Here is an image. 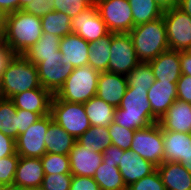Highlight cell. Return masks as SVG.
I'll use <instances>...</instances> for the list:
<instances>
[{
  "instance_id": "1",
  "label": "cell",
  "mask_w": 191,
  "mask_h": 190,
  "mask_svg": "<svg viewBox=\"0 0 191 190\" xmlns=\"http://www.w3.org/2000/svg\"><path fill=\"white\" fill-rule=\"evenodd\" d=\"M42 34L41 18L24 10L2 17V41L14 54H24Z\"/></svg>"
},
{
  "instance_id": "2",
  "label": "cell",
  "mask_w": 191,
  "mask_h": 190,
  "mask_svg": "<svg viewBox=\"0 0 191 190\" xmlns=\"http://www.w3.org/2000/svg\"><path fill=\"white\" fill-rule=\"evenodd\" d=\"M114 122L131 130L144 129L158 120L152 115L148 90L127 87L121 103L116 107Z\"/></svg>"
},
{
  "instance_id": "3",
  "label": "cell",
  "mask_w": 191,
  "mask_h": 190,
  "mask_svg": "<svg viewBox=\"0 0 191 190\" xmlns=\"http://www.w3.org/2000/svg\"><path fill=\"white\" fill-rule=\"evenodd\" d=\"M40 87L36 65L24 54H14L3 74L0 97L11 99L19 93Z\"/></svg>"
},
{
  "instance_id": "4",
  "label": "cell",
  "mask_w": 191,
  "mask_h": 190,
  "mask_svg": "<svg viewBox=\"0 0 191 190\" xmlns=\"http://www.w3.org/2000/svg\"><path fill=\"white\" fill-rule=\"evenodd\" d=\"M129 34L140 62H150L169 49L163 16L135 26Z\"/></svg>"
},
{
  "instance_id": "5",
  "label": "cell",
  "mask_w": 191,
  "mask_h": 190,
  "mask_svg": "<svg viewBox=\"0 0 191 190\" xmlns=\"http://www.w3.org/2000/svg\"><path fill=\"white\" fill-rule=\"evenodd\" d=\"M99 74L90 65L74 68L55 96L63 101L85 103L96 96Z\"/></svg>"
},
{
  "instance_id": "6",
  "label": "cell",
  "mask_w": 191,
  "mask_h": 190,
  "mask_svg": "<svg viewBox=\"0 0 191 190\" xmlns=\"http://www.w3.org/2000/svg\"><path fill=\"white\" fill-rule=\"evenodd\" d=\"M50 114L76 140L91 127L83 103L63 101L53 95Z\"/></svg>"
},
{
  "instance_id": "7",
  "label": "cell",
  "mask_w": 191,
  "mask_h": 190,
  "mask_svg": "<svg viewBox=\"0 0 191 190\" xmlns=\"http://www.w3.org/2000/svg\"><path fill=\"white\" fill-rule=\"evenodd\" d=\"M169 49L176 51L191 50V16L177 5L163 11Z\"/></svg>"
},
{
  "instance_id": "8",
  "label": "cell",
  "mask_w": 191,
  "mask_h": 190,
  "mask_svg": "<svg viewBox=\"0 0 191 190\" xmlns=\"http://www.w3.org/2000/svg\"><path fill=\"white\" fill-rule=\"evenodd\" d=\"M130 150L157 167L164 162L162 128L154 123L144 129L135 130Z\"/></svg>"
},
{
  "instance_id": "9",
  "label": "cell",
  "mask_w": 191,
  "mask_h": 190,
  "mask_svg": "<svg viewBox=\"0 0 191 190\" xmlns=\"http://www.w3.org/2000/svg\"><path fill=\"white\" fill-rule=\"evenodd\" d=\"M95 5L109 32L129 33L134 28L128 0H95Z\"/></svg>"
},
{
  "instance_id": "10",
  "label": "cell",
  "mask_w": 191,
  "mask_h": 190,
  "mask_svg": "<svg viewBox=\"0 0 191 190\" xmlns=\"http://www.w3.org/2000/svg\"><path fill=\"white\" fill-rule=\"evenodd\" d=\"M52 121L51 114L43 116L17 136L15 144L19 157L41 158L46 154L45 135Z\"/></svg>"
},
{
  "instance_id": "11",
  "label": "cell",
  "mask_w": 191,
  "mask_h": 190,
  "mask_svg": "<svg viewBox=\"0 0 191 190\" xmlns=\"http://www.w3.org/2000/svg\"><path fill=\"white\" fill-rule=\"evenodd\" d=\"M108 72L127 76L140 62L129 33H113Z\"/></svg>"
},
{
  "instance_id": "12",
  "label": "cell",
  "mask_w": 191,
  "mask_h": 190,
  "mask_svg": "<svg viewBox=\"0 0 191 190\" xmlns=\"http://www.w3.org/2000/svg\"><path fill=\"white\" fill-rule=\"evenodd\" d=\"M72 31L87 42H93L109 33L106 23L92 4L85 11L72 18Z\"/></svg>"
},
{
  "instance_id": "13",
  "label": "cell",
  "mask_w": 191,
  "mask_h": 190,
  "mask_svg": "<svg viewBox=\"0 0 191 190\" xmlns=\"http://www.w3.org/2000/svg\"><path fill=\"white\" fill-rule=\"evenodd\" d=\"M102 161L101 152H94L91 146L84 148L78 142L69 152L70 171L73 176L93 177Z\"/></svg>"
},
{
  "instance_id": "14",
  "label": "cell",
  "mask_w": 191,
  "mask_h": 190,
  "mask_svg": "<svg viewBox=\"0 0 191 190\" xmlns=\"http://www.w3.org/2000/svg\"><path fill=\"white\" fill-rule=\"evenodd\" d=\"M164 162L189 164L191 162V133L162 131Z\"/></svg>"
},
{
  "instance_id": "15",
  "label": "cell",
  "mask_w": 191,
  "mask_h": 190,
  "mask_svg": "<svg viewBox=\"0 0 191 190\" xmlns=\"http://www.w3.org/2000/svg\"><path fill=\"white\" fill-rule=\"evenodd\" d=\"M118 169L126 187L154 173L157 166L130 149L124 150Z\"/></svg>"
},
{
  "instance_id": "16",
  "label": "cell",
  "mask_w": 191,
  "mask_h": 190,
  "mask_svg": "<svg viewBox=\"0 0 191 190\" xmlns=\"http://www.w3.org/2000/svg\"><path fill=\"white\" fill-rule=\"evenodd\" d=\"M38 77L43 88L55 95L65 80L72 74L74 67L57 60L42 61L36 65Z\"/></svg>"
},
{
  "instance_id": "17",
  "label": "cell",
  "mask_w": 191,
  "mask_h": 190,
  "mask_svg": "<svg viewBox=\"0 0 191 190\" xmlns=\"http://www.w3.org/2000/svg\"><path fill=\"white\" fill-rule=\"evenodd\" d=\"M127 86L125 75L108 71L100 72L96 96L116 108L120 105Z\"/></svg>"
},
{
  "instance_id": "18",
  "label": "cell",
  "mask_w": 191,
  "mask_h": 190,
  "mask_svg": "<svg viewBox=\"0 0 191 190\" xmlns=\"http://www.w3.org/2000/svg\"><path fill=\"white\" fill-rule=\"evenodd\" d=\"M52 98L53 94L41 86L19 93L10 100L17 109L38 113L43 117L50 114Z\"/></svg>"
},
{
  "instance_id": "19",
  "label": "cell",
  "mask_w": 191,
  "mask_h": 190,
  "mask_svg": "<svg viewBox=\"0 0 191 190\" xmlns=\"http://www.w3.org/2000/svg\"><path fill=\"white\" fill-rule=\"evenodd\" d=\"M158 124L162 131L191 133V104L176 99Z\"/></svg>"
},
{
  "instance_id": "20",
  "label": "cell",
  "mask_w": 191,
  "mask_h": 190,
  "mask_svg": "<svg viewBox=\"0 0 191 190\" xmlns=\"http://www.w3.org/2000/svg\"><path fill=\"white\" fill-rule=\"evenodd\" d=\"M152 115L159 120L177 99V83L157 81L148 90Z\"/></svg>"
},
{
  "instance_id": "21",
  "label": "cell",
  "mask_w": 191,
  "mask_h": 190,
  "mask_svg": "<svg viewBox=\"0 0 191 190\" xmlns=\"http://www.w3.org/2000/svg\"><path fill=\"white\" fill-rule=\"evenodd\" d=\"M59 50L62 54V63L70 64L74 68L88 65L89 58V42L71 33L60 40Z\"/></svg>"
},
{
  "instance_id": "22",
  "label": "cell",
  "mask_w": 191,
  "mask_h": 190,
  "mask_svg": "<svg viewBox=\"0 0 191 190\" xmlns=\"http://www.w3.org/2000/svg\"><path fill=\"white\" fill-rule=\"evenodd\" d=\"M155 80L177 83L181 73L180 51L168 49L149 62Z\"/></svg>"
},
{
  "instance_id": "23",
  "label": "cell",
  "mask_w": 191,
  "mask_h": 190,
  "mask_svg": "<svg viewBox=\"0 0 191 190\" xmlns=\"http://www.w3.org/2000/svg\"><path fill=\"white\" fill-rule=\"evenodd\" d=\"M60 40L59 36L43 33L41 38L26 50L24 55L35 65L42 61L51 60H57L60 63L63 60L59 50Z\"/></svg>"
},
{
  "instance_id": "24",
  "label": "cell",
  "mask_w": 191,
  "mask_h": 190,
  "mask_svg": "<svg viewBox=\"0 0 191 190\" xmlns=\"http://www.w3.org/2000/svg\"><path fill=\"white\" fill-rule=\"evenodd\" d=\"M44 176L40 158L20 157L13 184L25 188H38L42 186Z\"/></svg>"
},
{
  "instance_id": "25",
  "label": "cell",
  "mask_w": 191,
  "mask_h": 190,
  "mask_svg": "<svg viewBox=\"0 0 191 190\" xmlns=\"http://www.w3.org/2000/svg\"><path fill=\"white\" fill-rule=\"evenodd\" d=\"M166 190H191V173L177 162H163L157 167Z\"/></svg>"
},
{
  "instance_id": "26",
  "label": "cell",
  "mask_w": 191,
  "mask_h": 190,
  "mask_svg": "<svg viewBox=\"0 0 191 190\" xmlns=\"http://www.w3.org/2000/svg\"><path fill=\"white\" fill-rule=\"evenodd\" d=\"M76 142L77 140L54 120L49 124L45 135L46 153L69 155Z\"/></svg>"
},
{
  "instance_id": "27",
  "label": "cell",
  "mask_w": 191,
  "mask_h": 190,
  "mask_svg": "<svg viewBox=\"0 0 191 190\" xmlns=\"http://www.w3.org/2000/svg\"><path fill=\"white\" fill-rule=\"evenodd\" d=\"M83 105L91 126L109 127L114 121L116 108L98 96H93Z\"/></svg>"
},
{
  "instance_id": "28",
  "label": "cell",
  "mask_w": 191,
  "mask_h": 190,
  "mask_svg": "<svg viewBox=\"0 0 191 190\" xmlns=\"http://www.w3.org/2000/svg\"><path fill=\"white\" fill-rule=\"evenodd\" d=\"M112 32L97 39L93 42H89V58L88 65L99 72L108 71V63L111 53Z\"/></svg>"
},
{
  "instance_id": "29",
  "label": "cell",
  "mask_w": 191,
  "mask_h": 190,
  "mask_svg": "<svg viewBox=\"0 0 191 190\" xmlns=\"http://www.w3.org/2000/svg\"><path fill=\"white\" fill-rule=\"evenodd\" d=\"M93 179L99 185L100 190H127L118 167L111 163L102 161L95 171Z\"/></svg>"
},
{
  "instance_id": "30",
  "label": "cell",
  "mask_w": 191,
  "mask_h": 190,
  "mask_svg": "<svg viewBox=\"0 0 191 190\" xmlns=\"http://www.w3.org/2000/svg\"><path fill=\"white\" fill-rule=\"evenodd\" d=\"M71 22L72 19L69 16L58 11H52L41 17L43 33H50L60 38L73 33Z\"/></svg>"
},
{
  "instance_id": "31",
  "label": "cell",
  "mask_w": 191,
  "mask_h": 190,
  "mask_svg": "<svg viewBox=\"0 0 191 190\" xmlns=\"http://www.w3.org/2000/svg\"><path fill=\"white\" fill-rule=\"evenodd\" d=\"M132 8L134 27L143 23L156 20L163 15V11L154 0H128Z\"/></svg>"
},
{
  "instance_id": "32",
  "label": "cell",
  "mask_w": 191,
  "mask_h": 190,
  "mask_svg": "<svg viewBox=\"0 0 191 190\" xmlns=\"http://www.w3.org/2000/svg\"><path fill=\"white\" fill-rule=\"evenodd\" d=\"M84 148L92 147L94 152H103L110 144L108 127L91 126L77 140Z\"/></svg>"
},
{
  "instance_id": "33",
  "label": "cell",
  "mask_w": 191,
  "mask_h": 190,
  "mask_svg": "<svg viewBox=\"0 0 191 190\" xmlns=\"http://www.w3.org/2000/svg\"><path fill=\"white\" fill-rule=\"evenodd\" d=\"M17 108L7 98L0 97V132L16 140L17 138Z\"/></svg>"
},
{
  "instance_id": "34",
  "label": "cell",
  "mask_w": 191,
  "mask_h": 190,
  "mask_svg": "<svg viewBox=\"0 0 191 190\" xmlns=\"http://www.w3.org/2000/svg\"><path fill=\"white\" fill-rule=\"evenodd\" d=\"M127 87L149 90L155 82V76L149 62H139L136 67L126 76Z\"/></svg>"
},
{
  "instance_id": "35",
  "label": "cell",
  "mask_w": 191,
  "mask_h": 190,
  "mask_svg": "<svg viewBox=\"0 0 191 190\" xmlns=\"http://www.w3.org/2000/svg\"><path fill=\"white\" fill-rule=\"evenodd\" d=\"M40 159L45 175L71 174L69 155L46 153Z\"/></svg>"
},
{
  "instance_id": "36",
  "label": "cell",
  "mask_w": 191,
  "mask_h": 190,
  "mask_svg": "<svg viewBox=\"0 0 191 190\" xmlns=\"http://www.w3.org/2000/svg\"><path fill=\"white\" fill-rule=\"evenodd\" d=\"M111 144L122 150L130 149L135 130L119 126L114 121L108 127Z\"/></svg>"
},
{
  "instance_id": "37",
  "label": "cell",
  "mask_w": 191,
  "mask_h": 190,
  "mask_svg": "<svg viewBox=\"0 0 191 190\" xmlns=\"http://www.w3.org/2000/svg\"><path fill=\"white\" fill-rule=\"evenodd\" d=\"M92 4L95 0H55L54 11L63 12L72 19Z\"/></svg>"
},
{
  "instance_id": "38",
  "label": "cell",
  "mask_w": 191,
  "mask_h": 190,
  "mask_svg": "<svg viewBox=\"0 0 191 190\" xmlns=\"http://www.w3.org/2000/svg\"><path fill=\"white\" fill-rule=\"evenodd\" d=\"M19 159L20 157L17 153L0 159V182L3 185L14 183Z\"/></svg>"
},
{
  "instance_id": "39",
  "label": "cell",
  "mask_w": 191,
  "mask_h": 190,
  "mask_svg": "<svg viewBox=\"0 0 191 190\" xmlns=\"http://www.w3.org/2000/svg\"><path fill=\"white\" fill-rule=\"evenodd\" d=\"M72 174L45 175L41 188L43 190H70Z\"/></svg>"
},
{
  "instance_id": "40",
  "label": "cell",
  "mask_w": 191,
  "mask_h": 190,
  "mask_svg": "<svg viewBox=\"0 0 191 190\" xmlns=\"http://www.w3.org/2000/svg\"><path fill=\"white\" fill-rule=\"evenodd\" d=\"M127 190H166L161 177L156 170L127 187Z\"/></svg>"
},
{
  "instance_id": "41",
  "label": "cell",
  "mask_w": 191,
  "mask_h": 190,
  "mask_svg": "<svg viewBox=\"0 0 191 190\" xmlns=\"http://www.w3.org/2000/svg\"><path fill=\"white\" fill-rule=\"evenodd\" d=\"M54 1L55 0H33L22 10L41 18L54 11Z\"/></svg>"
},
{
  "instance_id": "42",
  "label": "cell",
  "mask_w": 191,
  "mask_h": 190,
  "mask_svg": "<svg viewBox=\"0 0 191 190\" xmlns=\"http://www.w3.org/2000/svg\"><path fill=\"white\" fill-rule=\"evenodd\" d=\"M17 136L25 132L33 123L38 121L41 116L27 110L17 109Z\"/></svg>"
},
{
  "instance_id": "43",
  "label": "cell",
  "mask_w": 191,
  "mask_h": 190,
  "mask_svg": "<svg viewBox=\"0 0 191 190\" xmlns=\"http://www.w3.org/2000/svg\"><path fill=\"white\" fill-rule=\"evenodd\" d=\"M177 99L191 104V76L182 74L177 81Z\"/></svg>"
},
{
  "instance_id": "44",
  "label": "cell",
  "mask_w": 191,
  "mask_h": 190,
  "mask_svg": "<svg viewBox=\"0 0 191 190\" xmlns=\"http://www.w3.org/2000/svg\"><path fill=\"white\" fill-rule=\"evenodd\" d=\"M70 190H100L93 177L73 176Z\"/></svg>"
},
{
  "instance_id": "45",
  "label": "cell",
  "mask_w": 191,
  "mask_h": 190,
  "mask_svg": "<svg viewBox=\"0 0 191 190\" xmlns=\"http://www.w3.org/2000/svg\"><path fill=\"white\" fill-rule=\"evenodd\" d=\"M124 150L117 146L110 144L102 152V158L104 163H111L113 166L118 167L120 165V159L122 158Z\"/></svg>"
},
{
  "instance_id": "46",
  "label": "cell",
  "mask_w": 191,
  "mask_h": 190,
  "mask_svg": "<svg viewBox=\"0 0 191 190\" xmlns=\"http://www.w3.org/2000/svg\"><path fill=\"white\" fill-rule=\"evenodd\" d=\"M16 153L15 139L0 132V159Z\"/></svg>"
},
{
  "instance_id": "47",
  "label": "cell",
  "mask_w": 191,
  "mask_h": 190,
  "mask_svg": "<svg viewBox=\"0 0 191 190\" xmlns=\"http://www.w3.org/2000/svg\"><path fill=\"white\" fill-rule=\"evenodd\" d=\"M14 55L12 50L6 45L5 42H0V88L3 79V74L6 68V65L10 61L11 57Z\"/></svg>"
},
{
  "instance_id": "48",
  "label": "cell",
  "mask_w": 191,
  "mask_h": 190,
  "mask_svg": "<svg viewBox=\"0 0 191 190\" xmlns=\"http://www.w3.org/2000/svg\"><path fill=\"white\" fill-rule=\"evenodd\" d=\"M19 10V0H0V17Z\"/></svg>"
},
{
  "instance_id": "49",
  "label": "cell",
  "mask_w": 191,
  "mask_h": 190,
  "mask_svg": "<svg viewBox=\"0 0 191 190\" xmlns=\"http://www.w3.org/2000/svg\"><path fill=\"white\" fill-rule=\"evenodd\" d=\"M181 73L191 76V50L180 51Z\"/></svg>"
},
{
  "instance_id": "50",
  "label": "cell",
  "mask_w": 191,
  "mask_h": 190,
  "mask_svg": "<svg viewBox=\"0 0 191 190\" xmlns=\"http://www.w3.org/2000/svg\"><path fill=\"white\" fill-rule=\"evenodd\" d=\"M154 2L162 11L169 10L177 5V0H154Z\"/></svg>"
},
{
  "instance_id": "51",
  "label": "cell",
  "mask_w": 191,
  "mask_h": 190,
  "mask_svg": "<svg viewBox=\"0 0 191 190\" xmlns=\"http://www.w3.org/2000/svg\"><path fill=\"white\" fill-rule=\"evenodd\" d=\"M177 6L191 16V0H177Z\"/></svg>"
},
{
  "instance_id": "52",
  "label": "cell",
  "mask_w": 191,
  "mask_h": 190,
  "mask_svg": "<svg viewBox=\"0 0 191 190\" xmlns=\"http://www.w3.org/2000/svg\"><path fill=\"white\" fill-rule=\"evenodd\" d=\"M3 190H29V188L17 186L15 184H10V185H4Z\"/></svg>"
},
{
  "instance_id": "53",
  "label": "cell",
  "mask_w": 191,
  "mask_h": 190,
  "mask_svg": "<svg viewBox=\"0 0 191 190\" xmlns=\"http://www.w3.org/2000/svg\"><path fill=\"white\" fill-rule=\"evenodd\" d=\"M33 0H19V10H22L26 5L31 3Z\"/></svg>"
},
{
  "instance_id": "54",
  "label": "cell",
  "mask_w": 191,
  "mask_h": 190,
  "mask_svg": "<svg viewBox=\"0 0 191 190\" xmlns=\"http://www.w3.org/2000/svg\"><path fill=\"white\" fill-rule=\"evenodd\" d=\"M184 166V168L191 173V162H189V164H182Z\"/></svg>"
},
{
  "instance_id": "55",
  "label": "cell",
  "mask_w": 191,
  "mask_h": 190,
  "mask_svg": "<svg viewBox=\"0 0 191 190\" xmlns=\"http://www.w3.org/2000/svg\"><path fill=\"white\" fill-rule=\"evenodd\" d=\"M2 41V17H0V42Z\"/></svg>"
},
{
  "instance_id": "56",
  "label": "cell",
  "mask_w": 191,
  "mask_h": 190,
  "mask_svg": "<svg viewBox=\"0 0 191 190\" xmlns=\"http://www.w3.org/2000/svg\"><path fill=\"white\" fill-rule=\"evenodd\" d=\"M29 190H43L41 187L38 188H29Z\"/></svg>"
},
{
  "instance_id": "57",
  "label": "cell",
  "mask_w": 191,
  "mask_h": 190,
  "mask_svg": "<svg viewBox=\"0 0 191 190\" xmlns=\"http://www.w3.org/2000/svg\"><path fill=\"white\" fill-rule=\"evenodd\" d=\"M4 185L0 182V190H3Z\"/></svg>"
}]
</instances>
